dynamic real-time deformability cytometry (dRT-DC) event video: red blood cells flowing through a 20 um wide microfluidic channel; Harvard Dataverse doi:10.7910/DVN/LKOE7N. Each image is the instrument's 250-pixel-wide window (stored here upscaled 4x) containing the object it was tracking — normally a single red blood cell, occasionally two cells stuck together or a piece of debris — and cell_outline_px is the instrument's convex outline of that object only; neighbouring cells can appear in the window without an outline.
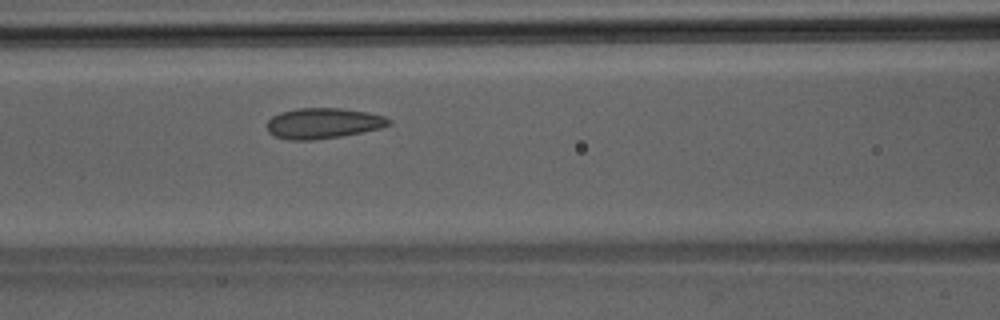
{"species": "Egyptian fruit bat (a non-hibernating species)", "species_latin": "Rousettus aegyptiacus", "temperature_condition": "room temperature", "stored_images_in_passage": 37, "camera_frame_rate_fps": 3000, "um_per_image_px": 0.085, "animal": {"sex": "male"}, "frame": {"image": 1, "passage_image": 12, "time_ms": 3.667, "image_size_px": [1000, 320], "cell_outline_px": [[392, 124], [380, 128], [340, 136], [312, 140], [288, 140], [276, 136], [268, 132], [268, 120], [272, 116], [280, 112], [296, 108], [340, 108], [368, 112], [384, 116], [392, 120]], "centroid_in_image_um": [27.47, 10.47], "position_along_channel_um": 139.1, "area_um2": 21.68}}
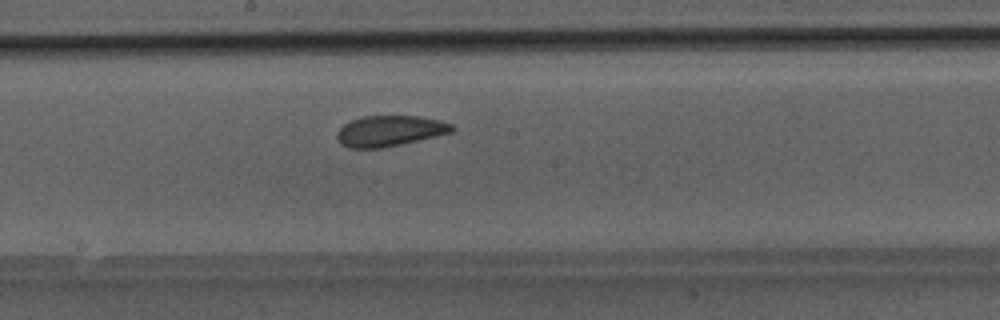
{"frame": {"image": 2, "passage_image": 17, "time_ms": 5.333, "image_size_px": [1000, 320], "cell_outline_px": [[456, 128], [452, 132], [436, 136], [400, 144], [380, 148], [348, 148], [340, 144], [336, 136], [336, 132], [344, 124], [352, 120], [364, 116], [420, 116], [440, 120], [452, 124]], "centroid_in_image_um": [33.12, 11.12], "position_along_channel_um": 215.1, "area_um2": 20.58}}
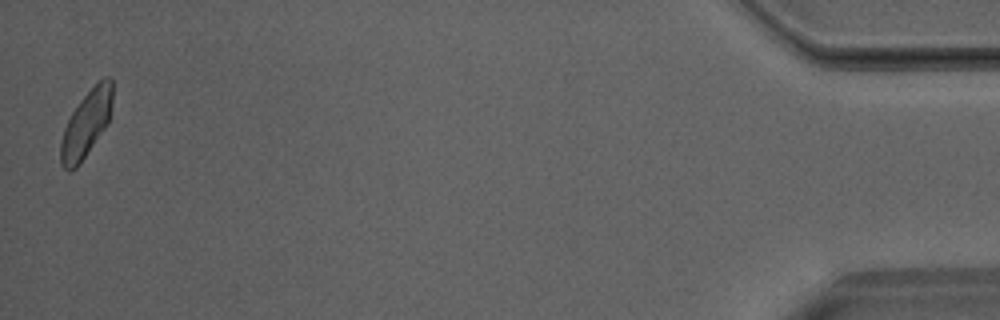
{"frame": {"image": 3, "passage_image": 37, "time_ms": 12.0, "image_size_px": [1000, 320], "cell_outline_px": [[112, 104], [108, 124], [76, 168], [68, 172], [60, 164], [60, 144], [64, 128], [72, 112], [80, 100], [104, 76], [108, 76], [112, 80]], "centroid_in_image_um": [7.33, 10.54], "position_along_channel_um": 427.9, "area_um2": 19.88}}